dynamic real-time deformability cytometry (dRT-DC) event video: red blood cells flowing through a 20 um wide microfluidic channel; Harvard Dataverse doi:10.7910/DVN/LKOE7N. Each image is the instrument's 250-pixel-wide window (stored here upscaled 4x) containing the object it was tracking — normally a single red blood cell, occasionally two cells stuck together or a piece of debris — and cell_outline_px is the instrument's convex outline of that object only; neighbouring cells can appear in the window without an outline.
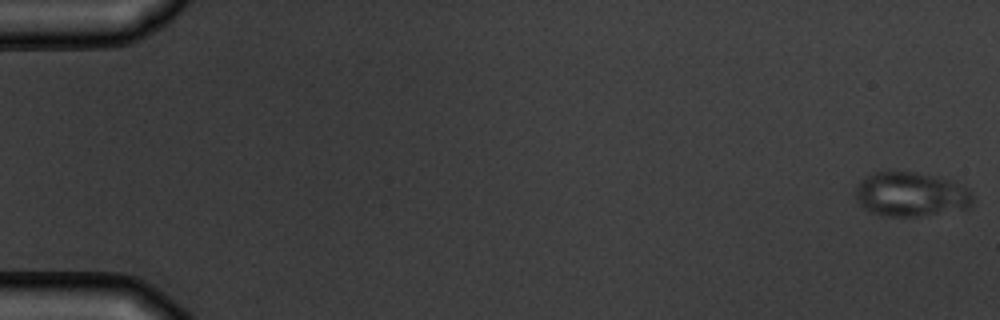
{"species": "common noctule bat (a hibernating species)", "species_latin": "Nyctalus noctula", "temperature_condition": "warm", "stored_images_in_passage": 6, "camera_frame_rate_fps": 3000, "um_per_image_px": 0.085, "animal": {"sex": "male", "body_mass_g": 19.5, "forearm_length_mm": 54.6}, "frame": {"image": 1, "passage_image": 1, "time_ms": 0.0, "image_size_px": [1000, 320], "cell_outline_px": [[976, 200], [968, 208], [916, 216], [888, 216], [872, 212], [864, 208], [860, 204], [856, 196], [856, 184], [864, 176], [888, 168], [916, 172], [936, 176], [960, 184], [968, 188], [976, 196]], "centroid_in_image_um": [77.43, 16.47], "position_along_channel_um": 7.6, "area_um2": 30.92}}